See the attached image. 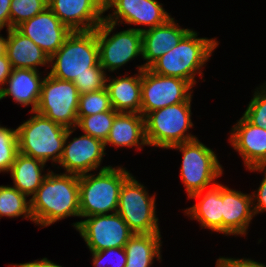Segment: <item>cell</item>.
Instances as JSON below:
<instances>
[{"label": "cell", "instance_id": "6da1fadb", "mask_svg": "<svg viewBox=\"0 0 266 267\" xmlns=\"http://www.w3.org/2000/svg\"><path fill=\"white\" fill-rule=\"evenodd\" d=\"M51 169L30 198L33 223L45 228L69 217L80 218L79 176Z\"/></svg>", "mask_w": 266, "mask_h": 267}, {"label": "cell", "instance_id": "7a4b0ae2", "mask_svg": "<svg viewBox=\"0 0 266 267\" xmlns=\"http://www.w3.org/2000/svg\"><path fill=\"white\" fill-rule=\"evenodd\" d=\"M198 35L199 32L191 28L178 45L158 58L149 69L155 74L181 78L194 87L199 82L197 76L205 82L203 69L220 43L216 37Z\"/></svg>", "mask_w": 266, "mask_h": 267}, {"label": "cell", "instance_id": "3957f363", "mask_svg": "<svg viewBox=\"0 0 266 267\" xmlns=\"http://www.w3.org/2000/svg\"><path fill=\"white\" fill-rule=\"evenodd\" d=\"M131 174L123 165H114L80 175V218L116 213L121 186Z\"/></svg>", "mask_w": 266, "mask_h": 267}, {"label": "cell", "instance_id": "277c9868", "mask_svg": "<svg viewBox=\"0 0 266 267\" xmlns=\"http://www.w3.org/2000/svg\"><path fill=\"white\" fill-rule=\"evenodd\" d=\"M29 113L30 118L16 127L19 153L45 163L50 161L55 167L62 156L68 128L36 111Z\"/></svg>", "mask_w": 266, "mask_h": 267}, {"label": "cell", "instance_id": "5b68a950", "mask_svg": "<svg viewBox=\"0 0 266 267\" xmlns=\"http://www.w3.org/2000/svg\"><path fill=\"white\" fill-rule=\"evenodd\" d=\"M99 64L97 28L92 31H74L50 57L51 76L73 82L77 76L91 73Z\"/></svg>", "mask_w": 266, "mask_h": 267}, {"label": "cell", "instance_id": "8992f818", "mask_svg": "<svg viewBox=\"0 0 266 267\" xmlns=\"http://www.w3.org/2000/svg\"><path fill=\"white\" fill-rule=\"evenodd\" d=\"M192 99L149 112L145 116V137L149 146L168 150L170 147L197 139L189 131L192 122Z\"/></svg>", "mask_w": 266, "mask_h": 267}, {"label": "cell", "instance_id": "52a82bcc", "mask_svg": "<svg viewBox=\"0 0 266 267\" xmlns=\"http://www.w3.org/2000/svg\"><path fill=\"white\" fill-rule=\"evenodd\" d=\"M170 149L178 150L182 154L179 174L187 198L214 186L218 183V178L223 176L224 168L218 160V154L199 138L174 145Z\"/></svg>", "mask_w": 266, "mask_h": 267}, {"label": "cell", "instance_id": "ba28073f", "mask_svg": "<svg viewBox=\"0 0 266 267\" xmlns=\"http://www.w3.org/2000/svg\"><path fill=\"white\" fill-rule=\"evenodd\" d=\"M131 174L122 184L117 213L136 234L161 233L157 213L156 193Z\"/></svg>", "mask_w": 266, "mask_h": 267}, {"label": "cell", "instance_id": "9c48e42d", "mask_svg": "<svg viewBox=\"0 0 266 267\" xmlns=\"http://www.w3.org/2000/svg\"><path fill=\"white\" fill-rule=\"evenodd\" d=\"M116 26L103 20L97 27L99 64L107 74L119 72L138 56L142 58V32L133 28L116 32Z\"/></svg>", "mask_w": 266, "mask_h": 267}, {"label": "cell", "instance_id": "30bf717a", "mask_svg": "<svg viewBox=\"0 0 266 267\" xmlns=\"http://www.w3.org/2000/svg\"><path fill=\"white\" fill-rule=\"evenodd\" d=\"M78 102L79 93L73 82L47 73L36 112L68 129L74 128L78 123Z\"/></svg>", "mask_w": 266, "mask_h": 267}, {"label": "cell", "instance_id": "8fae6325", "mask_svg": "<svg viewBox=\"0 0 266 267\" xmlns=\"http://www.w3.org/2000/svg\"><path fill=\"white\" fill-rule=\"evenodd\" d=\"M83 218L71 225L79 232L90 252L124 248L135 234L117 212Z\"/></svg>", "mask_w": 266, "mask_h": 267}, {"label": "cell", "instance_id": "7c38bea8", "mask_svg": "<svg viewBox=\"0 0 266 267\" xmlns=\"http://www.w3.org/2000/svg\"><path fill=\"white\" fill-rule=\"evenodd\" d=\"M194 86L181 78L155 74L149 68L142 70L141 110L145 117L149 112L188 101Z\"/></svg>", "mask_w": 266, "mask_h": 267}, {"label": "cell", "instance_id": "4fadbf2b", "mask_svg": "<svg viewBox=\"0 0 266 267\" xmlns=\"http://www.w3.org/2000/svg\"><path fill=\"white\" fill-rule=\"evenodd\" d=\"M76 129L74 127L67 130L63 153L59 163L55 166L58 172L61 167L64 169L63 173L80 176L110 167L111 165L101 166L104 156L107 154L101 139L83 133L78 137L71 138L70 141V137Z\"/></svg>", "mask_w": 266, "mask_h": 267}, {"label": "cell", "instance_id": "5bb4252c", "mask_svg": "<svg viewBox=\"0 0 266 267\" xmlns=\"http://www.w3.org/2000/svg\"><path fill=\"white\" fill-rule=\"evenodd\" d=\"M104 10L112 11L104 15V20L118 27L134 25L130 28L140 32L162 25L172 17L158 0H105Z\"/></svg>", "mask_w": 266, "mask_h": 267}, {"label": "cell", "instance_id": "9a60e30c", "mask_svg": "<svg viewBox=\"0 0 266 267\" xmlns=\"http://www.w3.org/2000/svg\"><path fill=\"white\" fill-rule=\"evenodd\" d=\"M105 0H48V7L72 32L95 30L104 20Z\"/></svg>", "mask_w": 266, "mask_h": 267}, {"label": "cell", "instance_id": "2e32d148", "mask_svg": "<svg viewBox=\"0 0 266 267\" xmlns=\"http://www.w3.org/2000/svg\"><path fill=\"white\" fill-rule=\"evenodd\" d=\"M16 29L31 39L49 57L64 43L72 31L47 7L33 18L22 22Z\"/></svg>", "mask_w": 266, "mask_h": 267}, {"label": "cell", "instance_id": "e0dca14e", "mask_svg": "<svg viewBox=\"0 0 266 267\" xmlns=\"http://www.w3.org/2000/svg\"><path fill=\"white\" fill-rule=\"evenodd\" d=\"M229 131L228 143L240 155L245 169L266 167V130L249 123L243 116Z\"/></svg>", "mask_w": 266, "mask_h": 267}, {"label": "cell", "instance_id": "ac0fdd59", "mask_svg": "<svg viewBox=\"0 0 266 267\" xmlns=\"http://www.w3.org/2000/svg\"><path fill=\"white\" fill-rule=\"evenodd\" d=\"M223 235H248L250 223L255 217L251 193H243L222 184Z\"/></svg>", "mask_w": 266, "mask_h": 267}, {"label": "cell", "instance_id": "d6986e66", "mask_svg": "<svg viewBox=\"0 0 266 267\" xmlns=\"http://www.w3.org/2000/svg\"><path fill=\"white\" fill-rule=\"evenodd\" d=\"M44 73L46 72L33 69H12L4 87L0 90V101L10 97L15 104L25 108L29 106L31 112L36 111L42 84L46 77Z\"/></svg>", "mask_w": 266, "mask_h": 267}, {"label": "cell", "instance_id": "ffe728a7", "mask_svg": "<svg viewBox=\"0 0 266 267\" xmlns=\"http://www.w3.org/2000/svg\"><path fill=\"white\" fill-rule=\"evenodd\" d=\"M188 199L197 201L192 207L182 210L188 219L196 220L202 229L223 235L222 183L194 193Z\"/></svg>", "mask_w": 266, "mask_h": 267}, {"label": "cell", "instance_id": "44dd1931", "mask_svg": "<svg viewBox=\"0 0 266 267\" xmlns=\"http://www.w3.org/2000/svg\"><path fill=\"white\" fill-rule=\"evenodd\" d=\"M174 17L164 24L142 32V59L141 65L149 68L158 58L179 44L181 39L191 30L182 28Z\"/></svg>", "mask_w": 266, "mask_h": 267}, {"label": "cell", "instance_id": "7402d4cb", "mask_svg": "<svg viewBox=\"0 0 266 267\" xmlns=\"http://www.w3.org/2000/svg\"><path fill=\"white\" fill-rule=\"evenodd\" d=\"M137 73L129 75L119 74L106 79V89L109 93L110 103L116 112L138 113L141 110V87H142V65L136 66ZM123 75V76H121Z\"/></svg>", "mask_w": 266, "mask_h": 267}, {"label": "cell", "instance_id": "603a6c76", "mask_svg": "<svg viewBox=\"0 0 266 267\" xmlns=\"http://www.w3.org/2000/svg\"><path fill=\"white\" fill-rule=\"evenodd\" d=\"M106 146H113L116 150L125 147L136 148V151L148 146L145 137V117L138 113L118 112L104 141L105 150Z\"/></svg>", "mask_w": 266, "mask_h": 267}, {"label": "cell", "instance_id": "cb8c5ba5", "mask_svg": "<svg viewBox=\"0 0 266 267\" xmlns=\"http://www.w3.org/2000/svg\"><path fill=\"white\" fill-rule=\"evenodd\" d=\"M6 35V56L12 69L25 68L39 71V67H45V72L48 73L50 57L39 46L16 28L6 30Z\"/></svg>", "mask_w": 266, "mask_h": 267}, {"label": "cell", "instance_id": "d4e9b609", "mask_svg": "<svg viewBox=\"0 0 266 267\" xmlns=\"http://www.w3.org/2000/svg\"><path fill=\"white\" fill-rule=\"evenodd\" d=\"M47 166L39 159L18 153L8 172L13 180L11 186L31 198L51 170L49 167L46 171Z\"/></svg>", "mask_w": 266, "mask_h": 267}, {"label": "cell", "instance_id": "484cf974", "mask_svg": "<svg viewBox=\"0 0 266 267\" xmlns=\"http://www.w3.org/2000/svg\"><path fill=\"white\" fill-rule=\"evenodd\" d=\"M161 233L134 234L125 245V267H153L154 261L162 262Z\"/></svg>", "mask_w": 266, "mask_h": 267}, {"label": "cell", "instance_id": "4316f807", "mask_svg": "<svg viewBox=\"0 0 266 267\" xmlns=\"http://www.w3.org/2000/svg\"><path fill=\"white\" fill-rule=\"evenodd\" d=\"M23 217L33 222L30 198L11 185H0V219Z\"/></svg>", "mask_w": 266, "mask_h": 267}, {"label": "cell", "instance_id": "83f0119b", "mask_svg": "<svg viewBox=\"0 0 266 267\" xmlns=\"http://www.w3.org/2000/svg\"><path fill=\"white\" fill-rule=\"evenodd\" d=\"M117 113L112 108L109 111L84 116L78 121L76 128H79L82 133L101 139L104 142L107 139Z\"/></svg>", "mask_w": 266, "mask_h": 267}, {"label": "cell", "instance_id": "f1b7e54d", "mask_svg": "<svg viewBox=\"0 0 266 267\" xmlns=\"http://www.w3.org/2000/svg\"><path fill=\"white\" fill-rule=\"evenodd\" d=\"M111 109L109 93L106 88L81 94L79 95L77 118L79 121L84 116L102 113Z\"/></svg>", "mask_w": 266, "mask_h": 267}, {"label": "cell", "instance_id": "f546056e", "mask_svg": "<svg viewBox=\"0 0 266 267\" xmlns=\"http://www.w3.org/2000/svg\"><path fill=\"white\" fill-rule=\"evenodd\" d=\"M19 153L17 128L0 124V173H7Z\"/></svg>", "mask_w": 266, "mask_h": 267}, {"label": "cell", "instance_id": "4dcf8cb0", "mask_svg": "<svg viewBox=\"0 0 266 267\" xmlns=\"http://www.w3.org/2000/svg\"><path fill=\"white\" fill-rule=\"evenodd\" d=\"M48 7V0H11L10 29L29 20Z\"/></svg>", "mask_w": 266, "mask_h": 267}, {"label": "cell", "instance_id": "1f68e13d", "mask_svg": "<svg viewBox=\"0 0 266 267\" xmlns=\"http://www.w3.org/2000/svg\"><path fill=\"white\" fill-rule=\"evenodd\" d=\"M242 116L254 126L266 130V81L253 90L252 99Z\"/></svg>", "mask_w": 266, "mask_h": 267}, {"label": "cell", "instance_id": "d6a6232c", "mask_svg": "<svg viewBox=\"0 0 266 267\" xmlns=\"http://www.w3.org/2000/svg\"><path fill=\"white\" fill-rule=\"evenodd\" d=\"M107 76L108 74L102 67H92L91 73L77 76L73 83L77 87L79 95H81L106 88Z\"/></svg>", "mask_w": 266, "mask_h": 267}, {"label": "cell", "instance_id": "836d02e7", "mask_svg": "<svg viewBox=\"0 0 266 267\" xmlns=\"http://www.w3.org/2000/svg\"><path fill=\"white\" fill-rule=\"evenodd\" d=\"M94 267H125V248H109L99 252H90Z\"/></svg>", "mask_w": 266, "mask_h": 267}, {"label": "cell", "instance_id": "e575fe53", "mask_svg": "<svg viewBox=\"0 0 266 267\" xmlns=\"http://www.w3.org/2000/svg\"><path fill=\"white\" fill-rule=\"evenodd\" d=\"M249 172L264 174L262 181L255 191H252V202L254 215L257 216L266 212V167H252L247 169Z\"/></svg>", "mask_w": 266, "mask_h": 267}, {"label": "cell", "instance_id": "d590c367", "mask_svg": "<svg viewBox=\"0 0 266 267\" xmlns=\"http://www.w3.org/2000/svg\"><path fill=\"white\" fill-rule=\"evenodd\" d=\"M215 267H266V264L249 257L232 258L220 256L215 262Z\"/></svg>", "mask_w": 266, "mask_h": 267}, {"label": "cell", "instance_id": "8d00e7d4", "mask_svg": "<svg viewBox=\"0 0 266 267\" xmlns=\"http://www.w3.org/2000/svg\"><path fill=\"white\" fill-rule=\"evenodd\" d=\"M11 0H0V29H10Z\"/></svg>", "mask_w": 266, "mask_h": 267}, {"label": "cell", "instance_id": "74e56055", "mask_svg": "<svg viewBox=\"0 0 266 267\" xmlns=\"http://www.w3.org/2000/svg\"><path fill=\"white\" fill-rule=\"evenodd\" d=\"M10 267H65L62 265H59L57 263H54L53 261L49 260L48 258L44 257L42 259H37L25 263H15V264H9Z\"/></svg>", "mask_w": 266, "mask_h": 267}, {"label": "cell", "instance_id": "f35d334b", "mask_svg": "<svg viewBox=\"0 0 266 267\" xmlns=\"http://www.w3.org/2000/svg\"><path fill=\"white\" fill-rule=\"evenodd\" d=\"M12 67L10 61L8 60L6 54L0 57V90L4 87L5 82L7 81Z\"/></svg>", "mask_w": 266, "mask_h": 267}, {"label": "cell", "instance_id": "ab89813d", "mask_svg": "<svg viewBox=\"0 0 266 267\" xmlns=\"http://www.w3.org/2000/svg\"><path fill=\"white\" fill-rule=\"evenodd\" d=\"M0 29V57L6 54V47H7V36H2Z\"/></svg>", "mask_w": 266, "mask_h": 267}]
</instances>
